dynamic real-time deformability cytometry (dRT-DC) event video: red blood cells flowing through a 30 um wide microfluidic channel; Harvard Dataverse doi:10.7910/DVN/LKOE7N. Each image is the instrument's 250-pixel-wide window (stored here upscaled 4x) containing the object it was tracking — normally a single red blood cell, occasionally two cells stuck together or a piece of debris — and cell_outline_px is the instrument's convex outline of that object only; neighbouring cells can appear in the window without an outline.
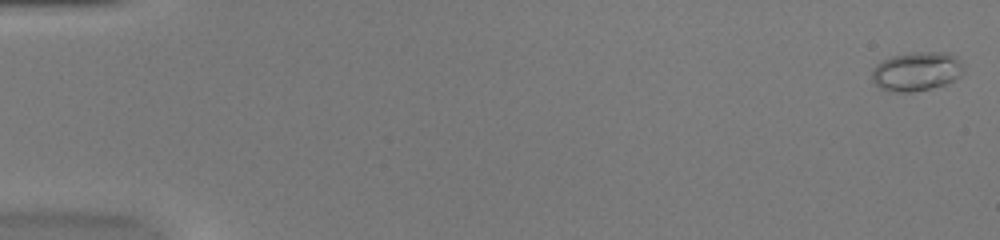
{"species": "common noctule bat (a hibernating species)", "species_latin": "Nyctalus noctula", "temperature_condition": "warm", "stored_images_in_passage": 52, "camera_frame_rate_fps": 3000, "um_per_image_px": 0.085, "animal": {"sex": "female", "body_mass_g": 20.0, "forearm_length_mm": 54.0}, "frame": {"image": 1, "passage_image": 1, "time_ms": 0.0, "image_size_px": [1000, 240], "cell_outline_px": [[964, 72], [956, 80], [944, 84], [912, 92], [892, 92], [880, 88], [872, 80], [872, 68], [876, 64], [892, 56], [912, 52], [948, 52], [956, 56], [960, 60], [964, 68]], "centroid_in_image_um": [77.92, 6.06], "position_along_channel_um": 7.1, "area_um2": 20.98}}
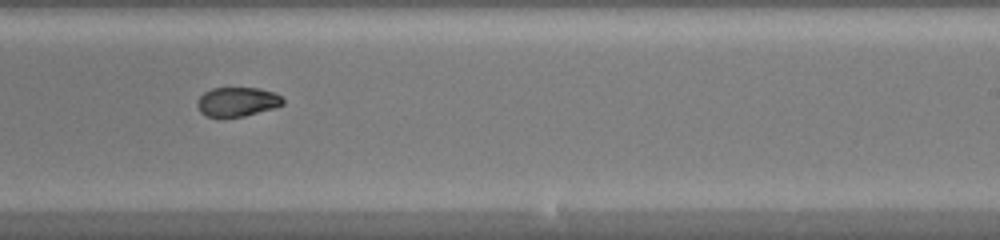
{"frame": {"image": 2, "passage_image": 33, "time_ms": 10.667, "image_size_px": [1000, 240], "cell_outline_px": [[284, 104], [272, 108], [244, 116], [220, 120], [208, 116], [200, 112], [196, 104], [196, 100], [204, 92], [212, 88], [260, 88], [272, 92], [280, 96], [284, 100]], "centroid_in_image_um": [20.1, 8.68], "position_along_channel_um": 268.9, "area_um2": 14.91}}
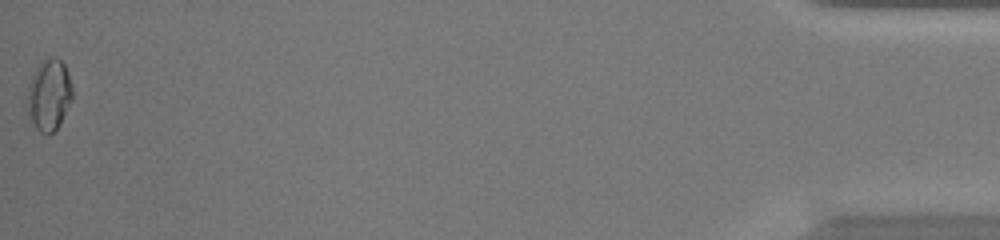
{"frame": {"image": 3, "passage_image": 52, "time_ms": 17.0, "image_size_px": [1000, 240], "cell_outline_px": [[72, 100], [60, 124], [48, 136], [40, 132], [32, 124], [24, 108], [28, 84], [32, 72], [40, 60], [48, 56], [56, 56], [64, 64], [68, 72], [72, 88]], "centroid_in_image_um": [4.11, 8.05], "position_along_channel_um": 431.1, "area_um2": 19.65}, "authors_computed_cell_mechanics": {"area_um2": 16.0973, "velocity_mm_per_s": 4.0401, "shape_relaxation_time_tau1_ms": null, "shape_relaxation_time_tau2_ms": 2.898, "deformation_change_tau1": null, "deformation_change_tau2": 0.0506}}